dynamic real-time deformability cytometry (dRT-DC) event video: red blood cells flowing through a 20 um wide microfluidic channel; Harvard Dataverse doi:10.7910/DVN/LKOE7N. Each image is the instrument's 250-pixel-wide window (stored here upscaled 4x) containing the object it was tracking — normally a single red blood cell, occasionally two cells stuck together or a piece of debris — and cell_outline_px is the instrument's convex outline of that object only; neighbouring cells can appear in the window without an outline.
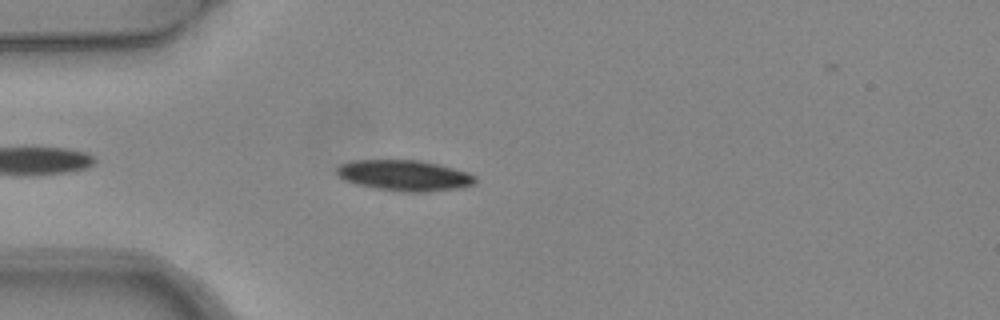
{"species": "common noctule bat (a hibernating species)", "species_latin": "Nyctalus noctula", "temperature_condition": "warm", "stored_images_in_passage": 5, "camera_frame_rate_fps": 3000, "um_per_image_px": 0.085, "animal": {"sex": "female", "body_mass_g": 24.6, "forearm_length_mm": 56.2}, "frame": {"image": 1, "passage_image": 5, "time_ms": 1.333, "image_size_px": [1000, 320], "cell_outline_px": [[476, 180], [472, 184], [460, 188], [424, 192], [412, 192], [376, 188], [356, 184], [344, 180], [336, 172], [336, 168], [340, 164], [352, 160], [416, 160], [436, 164], [468, 172], [476, 176]], "centroid_in_image_um": [34.35, 14.91], "position_along_channel_um": 50.6, "area_um2": 24.57}}